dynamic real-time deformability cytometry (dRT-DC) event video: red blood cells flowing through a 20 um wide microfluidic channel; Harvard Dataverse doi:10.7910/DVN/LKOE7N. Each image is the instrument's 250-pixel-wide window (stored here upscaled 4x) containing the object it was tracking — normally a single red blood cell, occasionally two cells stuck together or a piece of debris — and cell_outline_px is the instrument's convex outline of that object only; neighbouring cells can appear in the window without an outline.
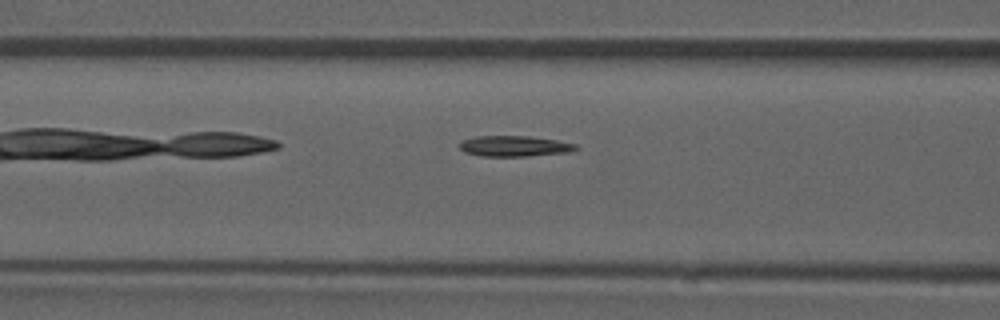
{"species": "common noctule bat (a hibernating species)", "species_latin": "Nyctalus noctula", "temperature_condition": "room temperature", "stored_images_in_passage": 32, "camera_frame_rate_fps": 3000, "um_per_image_px": 0.085, "animal": {"sex": "male", "forearm_length_mm": 52.5}, "frame": {"image": 1, "passage_image": 5, "time_ms": 1.333, "image_size_px": [1000, 320], "cell_outline_px": [[580, 148], [568, 152], [528, 156], [480, 156], [464, 152], [460, 148], [460, 144], [464, 140], [476, 136], [528, 136], [556, 140], [576, 144]], "centroid_in_image_um": [43.74, 12.42], "position_along_channel_um": 122.9, "area_um2": 13.93}}